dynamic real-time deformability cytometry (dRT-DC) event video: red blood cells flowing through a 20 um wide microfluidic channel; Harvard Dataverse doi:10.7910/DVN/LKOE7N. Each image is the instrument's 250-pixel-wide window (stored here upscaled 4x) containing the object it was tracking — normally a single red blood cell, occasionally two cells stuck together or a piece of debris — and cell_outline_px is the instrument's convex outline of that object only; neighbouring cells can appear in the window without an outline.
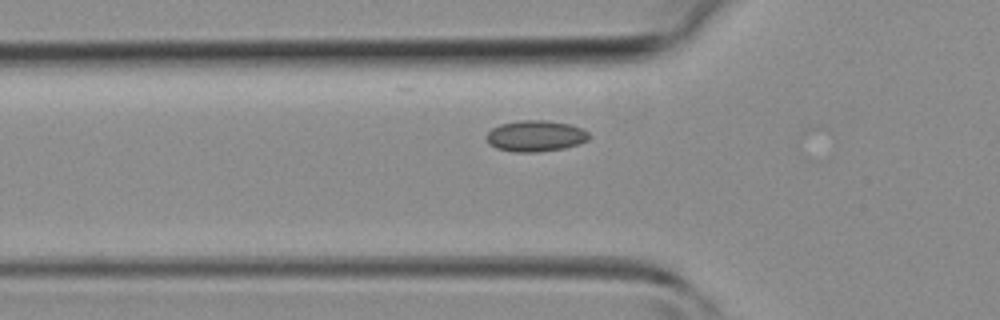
{"species": "common noctule bat (a hibernating species)", "species_latin": "Nyctalus noctula", "temperature_condition": "room temperature", "stored_images_in_passage": 30, "camera_frame_rate_fps": 3000, "um_per_image_px": 0.085, "animal": {"sex": "female", "body_mass_g": 19.3, "forearm_length_mm": 54.1}, "frame": {"image": 1, "passage_image": 6, "time_ms": 1.667, "image_size_px": [1000, 320], "cell_outline_px": [[588, 140], [564, 148], [540, 152], [512, 152], [496, 148], [488, 144], [488, 132], [492, 128], [500, 124], [520, 120], [544, 120], [568, 124], [580, 128], [588, 132]], "centroid_in_image_um": [45.49, 11.56], "position_along_channel_um": 80.3, "area_um2": 18.44}}
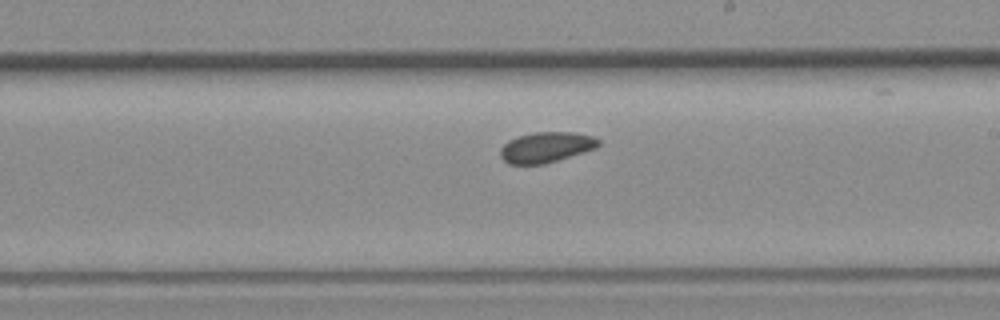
{"frame": {"image": 2, "passage_image": 16, "time_ms": 5.0, "image_size_px": [1000, 320], "cell_outline_px": [[600, 144], [596, 148], [544, 164], [508, 164], [500, 156], [500, 148], [508, 140], [520, 136], [536, 132], [576, 132], [592, 136], [600, 140]], "centroid_in_image_um": [46.42, 12.51], "position_along_channel_um": 242.6, "area_um2": 17.34}}
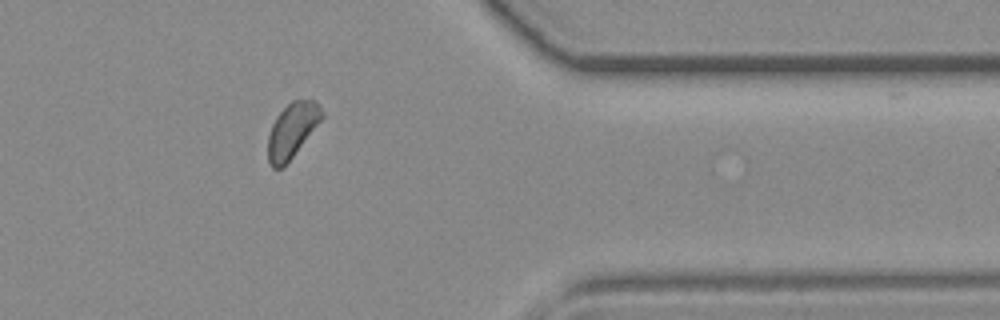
{"frame": {"image": 3, "passage_image": 26, "time_ms": 8.333, "image_size_px": [1000, 320], "cell_outline_px": [[324, 116], [292, 156], [280, 168], [272, 168], [268, 160], [268, 136], [272, 124], [276, 116], [292, 100], [316, 100], [320, 104], [324, 112]], "centroid_in_image_um": [24.83, 11.03], "position_along_channel_um": 386.6, "area_um2": 16.82}}